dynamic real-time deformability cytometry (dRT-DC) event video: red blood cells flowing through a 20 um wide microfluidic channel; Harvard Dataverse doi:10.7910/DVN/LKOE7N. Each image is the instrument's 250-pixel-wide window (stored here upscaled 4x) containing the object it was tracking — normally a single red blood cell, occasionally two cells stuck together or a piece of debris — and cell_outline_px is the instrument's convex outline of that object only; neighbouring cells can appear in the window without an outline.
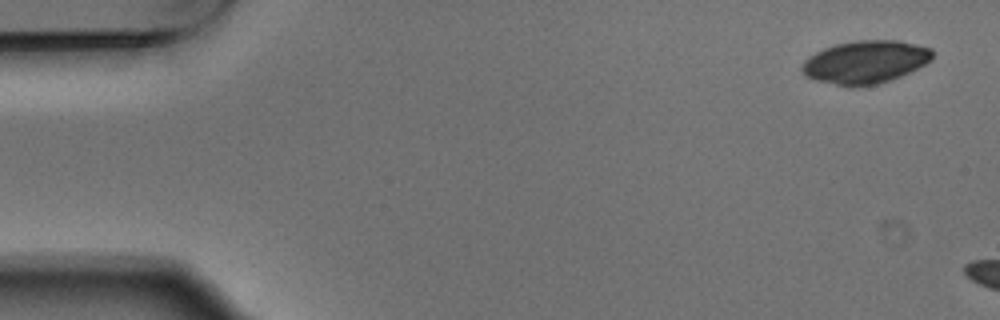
{"species": "Egyptian fruit bat (a non-hibernating species)", "species_latin": "Rousettus aegyptiacus", "temperature_condition": "warm", "stored_images_in_passage": 3, "camera_frame_rate_fps": 3000, "um_per_image_px": 0.085, "animal": {"sex": "male"}, "frame": {"image": 1, "passage_image": 1, "time_ms": 0.0, "image_size_px": [1000, 320], "cell_outline_px": [[932, 60], [900, 76], [876, 84], [852, 88], [816, 80], [808, 76], [804, 72], [804, 60], [808, 56], [824, 48], [836, 44], [856, 40], [900, 40], [932, 48]], "centroid_in_image_um": [73.57, 5.26], "position_along_channel_um": 11.4, "area_um2": 32.37}}